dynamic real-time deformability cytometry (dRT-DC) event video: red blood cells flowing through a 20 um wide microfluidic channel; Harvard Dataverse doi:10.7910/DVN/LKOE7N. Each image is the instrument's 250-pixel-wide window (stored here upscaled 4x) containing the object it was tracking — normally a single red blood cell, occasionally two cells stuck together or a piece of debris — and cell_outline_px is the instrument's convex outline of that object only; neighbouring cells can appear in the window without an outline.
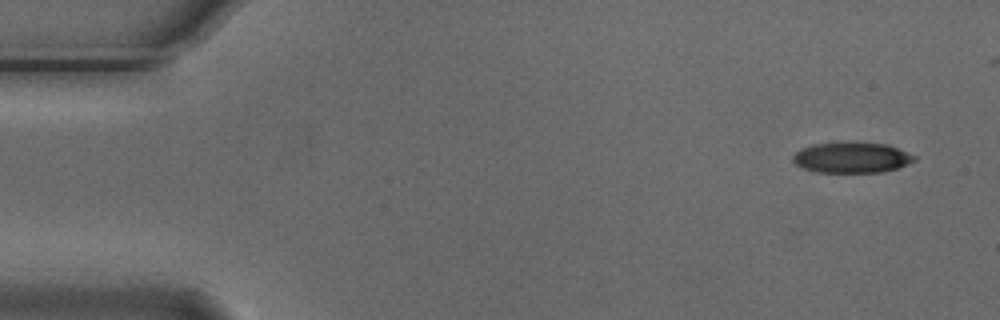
{"species": "Egyptian fruit bat (a non-hibernating species)", "species_latin": "Rousettus aegyptiacus", "temperature_condition": "cold", "stored_images_in_passage": 5, "camera_frame_rate_fps": 3000, "um_per_image_px": 0.085, "animal": {"sex": "male"}, "frame": {"image": 1, "passage_image": 1, "time_ms": 0.0, "image_size_px": [1000, 320], "cell_outline_px": [[916, 160], [908, 164], [896, 168], [880, 172], [816, 172], [804, 168], [796, 164], [792, 160], [792, 156], [800, 148], [812, 144], [888, 144], [916, 156]], "centroid_in_image_um": [72.38, 13.42], "position_along_channel_um": 12.6, "area_um2": 21.1}}
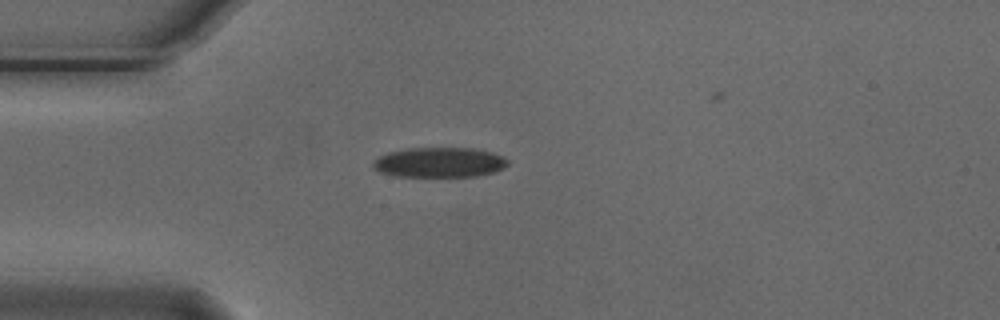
{"frame": {"image": 2, "passage_image": 4, "time_ms": 1.0, "image_size_px": [1000, 320], "cell_outline_px": [[508, 164], [504, 168], [496, 172], [476, 176], [392, 176], [380, 172], [372, 168], [372, 160], [388, 152], [408, 148], [472, 148], [492, 152], [508, 160]], "centroid_in_image_um": [37.32, 13.8], "position_along_channel_um": 47.7, "area_um2": 23.64}}